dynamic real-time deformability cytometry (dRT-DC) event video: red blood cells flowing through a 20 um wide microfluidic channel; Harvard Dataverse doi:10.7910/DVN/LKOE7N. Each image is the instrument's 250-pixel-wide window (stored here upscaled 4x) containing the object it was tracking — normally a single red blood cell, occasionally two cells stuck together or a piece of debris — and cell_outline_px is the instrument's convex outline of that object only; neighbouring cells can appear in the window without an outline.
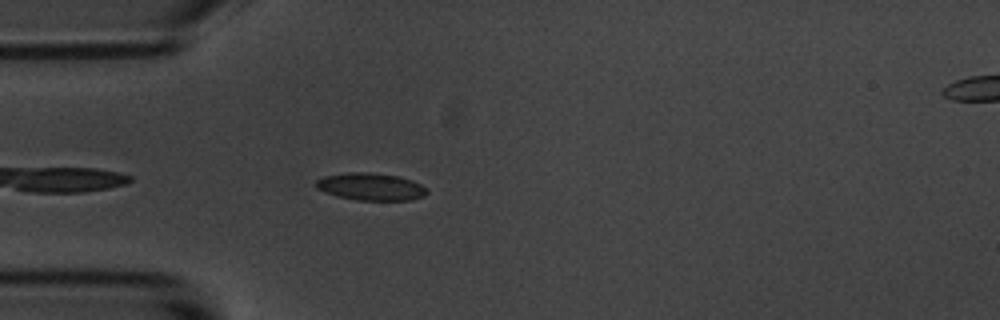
{"species": "common noctule bat (a hibernating species)", "species_latin": "Nyctalus noctula", "temperature_condition": "room temperature", "stored_images_in_passage": 24, "camera_frame_rate_fps": 3000, "um_per_image_px": 0.085, "animal": {"sex": "male", "body_mass_g": 20.1, "forearm_length_mm": 53.5}, "frame": {"image": 1, "passage_image": 2, "time_ms": 0.333, "image_size_px": [1000, 320], "cell_outline_px": [[428, 192], [424, 196], [412, 200], [356, 200], [336, 196], [316, 188], [316, 180], [324, 176], [348, 172], [368, 172], [396, 176], [412, 180], [428, 188]], "centroid_in_image_um": [31.53, 15.87], "position_along_channel_um": 53.5, "area_um2": 17.69}}
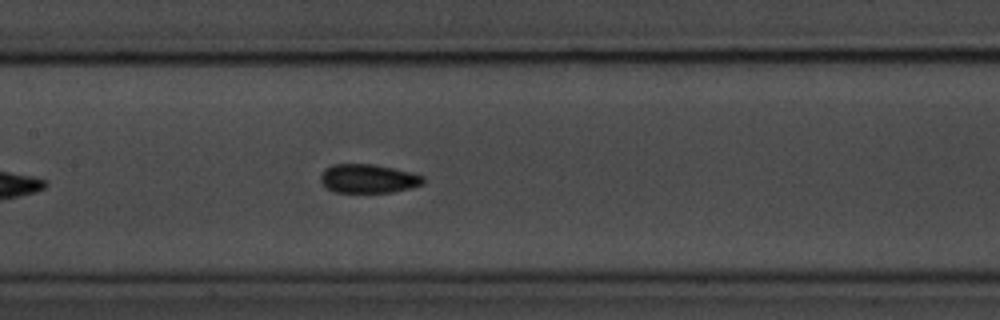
{"frame": {"image": 2, "passage_image": 13, "time_ms": 4.0, "image_size_px": [1000, 320], "cell_outline_px": [[424, 184], [392, 192], [336, 192], [324, 188], [320, 180], [320, 176], [324, 168], [332, 164], [372, 164], [412, 172], [424, 176]], "centroid_in_image_um": [31.26, 15.18], "position_along_channel_um": 176.1, "area_um2": 17.34}}
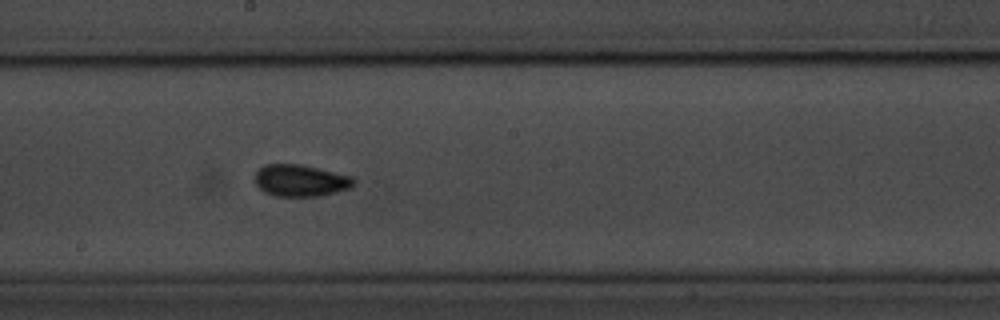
{"frame": {"image": 3, "passage_image": 17, "time_ms": 5.333, "image_size_px": [1000, 320], "cell_outline_px": [[356, 180], [348, 188], [336, 192], [320, 196], [276, 196], [264, 192], [256, 184], [256, 172], [264, 164], [300, 164], [352, 176]], "centroid_in_image_um": [25.53, 15.34], "position_along_channel_um": 222.7, "area_um2": 18.15}}